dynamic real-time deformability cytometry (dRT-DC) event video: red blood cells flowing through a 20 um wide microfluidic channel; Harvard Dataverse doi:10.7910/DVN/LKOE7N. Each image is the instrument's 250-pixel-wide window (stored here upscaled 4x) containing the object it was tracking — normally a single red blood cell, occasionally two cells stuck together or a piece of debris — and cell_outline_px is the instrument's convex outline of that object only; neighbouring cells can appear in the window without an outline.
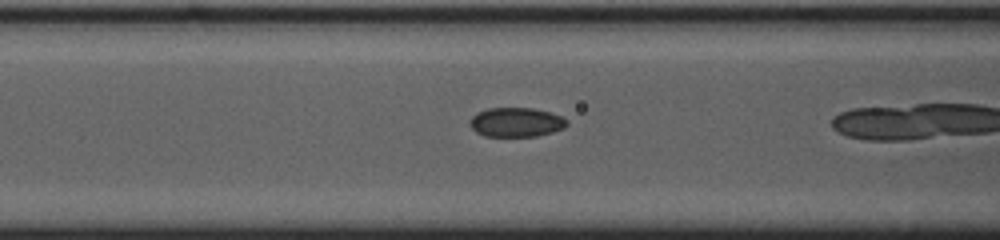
{"species": "common noctule bat (a hibernating species)", "species_latin": "Nyctalus noctula", "temperature_condition": "cold", "stored_images_in_passage": 35, "camera_frame_rate_fps": 3000, "um_per_image_px": 0.085, "animal": {"sex": "female", "body_mass_g": 23.0, "forearm_length_mm": 53.4}, "frame": {"image": 1, "passage_image": 15, "time_ms": 4.667, "image_size_px": [1000, 240], "cell_outline_px": [[568, 124], [564, 128], [552, 132], [536, 136], [484, 136], [476, 132], [468, 124], [468, 120], [476, 112], [488, 108], [532, 108], [548, 112], [560, 116], [568, 120]], "centroid_in_image_um": [43.83, 10.39], "position_along_channel_um": 122.8, "area_um2": 16.65}}
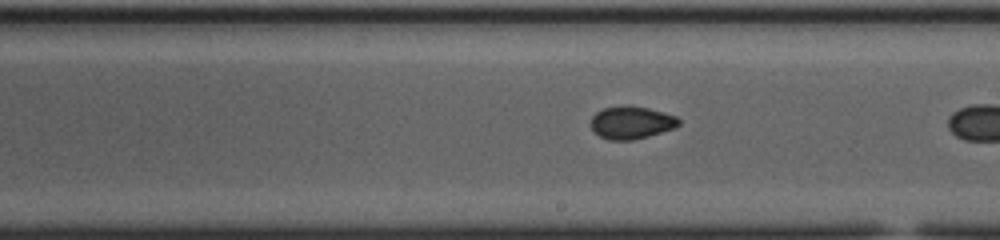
{"frame": {"image": 2, "passage_image": 24, "time_ms": 7.667, "image_size_px": [1000, 240], "cell_outline_px": [[680, 124], [676, 128], [648, 136], [632, 140], [608, 140], [600, 136], [592, 128], [592, 116], [596, 112], [604, 108], [628, 104], [648, 108], [664, 112], [676, 116], [680, 120]], "centroid_in_image_um": [53.7, 10.4], "position_along_channel_um": 235.3, "area_um2": 16.82}}
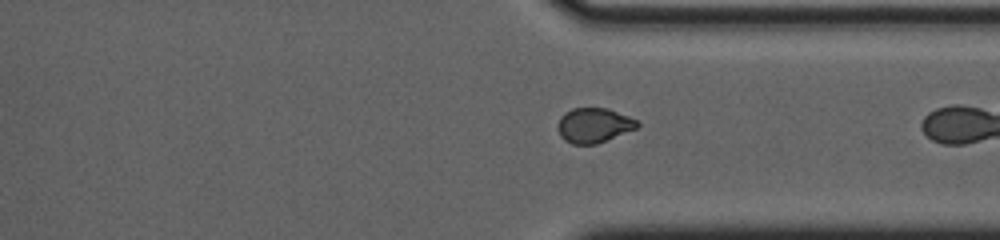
{"frame": {"image": 3, "passage_image": 34, "time_ms": 11.0, "image_size_px": [1000, 240], "cell_outline_px": [[640, 124], [636, 128], [596, 144], [572, 144], [564, 140], [560, 136], [556, 128], [556, 124], [560, 116], [564, 112], [572, 108], [608, 108], [640, 120]], "centroid_in_image_um": [50.45, 10.63], "position_along_channel_um": 361.0, "area_um2": 16.36}}